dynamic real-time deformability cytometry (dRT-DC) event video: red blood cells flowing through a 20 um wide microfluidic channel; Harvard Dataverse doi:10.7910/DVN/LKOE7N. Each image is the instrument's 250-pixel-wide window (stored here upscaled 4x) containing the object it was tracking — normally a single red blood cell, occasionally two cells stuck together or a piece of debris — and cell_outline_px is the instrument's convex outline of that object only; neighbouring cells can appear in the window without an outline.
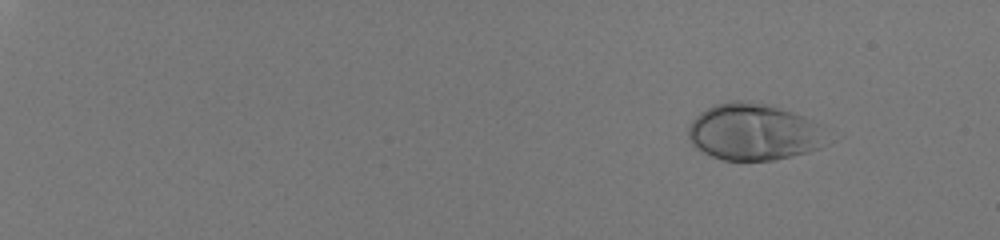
{"species": "human", "species_latin": "Homo sapiens", "temperature_condition": "room temperature", "stored_images_in_passage": 50, "camera_frame_rate_fps": 3000, "um_per_image_px": 0.085, "donor": {"sex": "male"}, "frame": {"image": 1, "passage_image": 1, "time_ms": 0.0, "image_size_px": [1000, 240], "cell_outline_px": [[820, 148], [808, 152], [792, 156], [772, 160], [724, 160], [712, 156], [696, 148], [692, 144], [688, 136], [688, 128], [692, 120], [700, 112], [716, 104], [728, 100], [752, 100], [768, 104], [792, 112], [812, 120], [816, 124]], "centroid_in_image_um": [63.92, 11.2], "position_along_channel_um": 21.1, "area_um2": 44.97}}
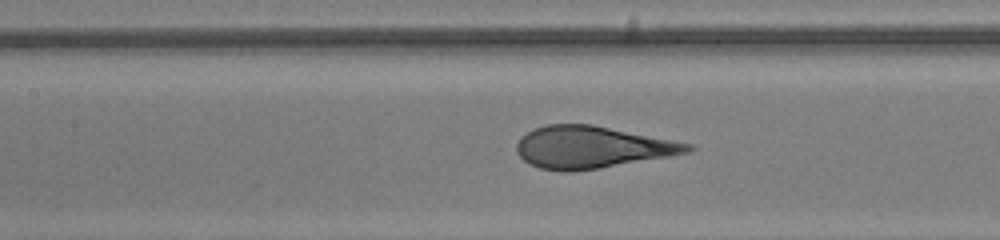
{"frame": {"image": 2, "passage_image": 26, "time_ms": 8.333, "image_size_px": [1000, 240], "cell_outline_px": [[696, 148], [692, 152], [600, 168], [572, 172], [560, 172], [540, 168], [528, 164], [516, 152], [516, 144], [520, 136], [532, 128], [548, 124], [592, 124], [692, 144]], "centroid_in_image_um": [50.27, 12.52], "position_along_channel_um": 157.1, "area_um2": 42.14}}
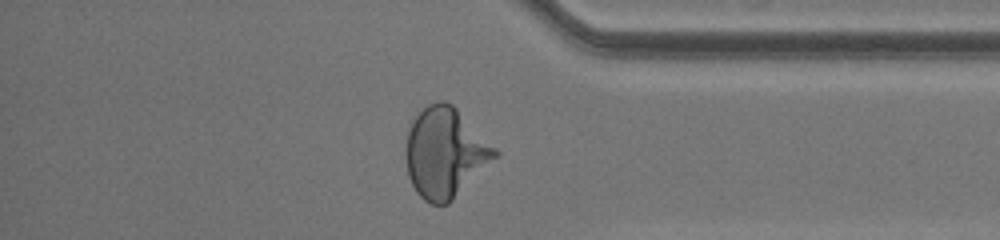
{"frame": {"image": 3, "passage_image": 44, "time_ms": 14.333, "image_size_px": [1000, 240], "cell_outline_px": [[500, 156], [448, 204], [432, 204], [424, 200], [416, 192], [408, 176], [404, 152], [404, 148], [408, 132], [412, 120], [428, 104], [440, 100], [444, 100], [452, 104], [500, 152]], "centroid_in_image_um": [37.84, 13.0], "position_along_channel_um": 397.4, "area_um2": 46.93}, "authors_computed_cell_mechanics": {"area_um2": 42.8876, "velocity_mm_per_s": 4.0851, "shape_relaxation_time_tau1_ms": 5.4732, "shape_relaxation_time_tau2_ms": null, "deformation_change_tau1": 0.2522, "deformation_change_tau2": null}}